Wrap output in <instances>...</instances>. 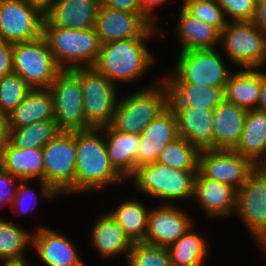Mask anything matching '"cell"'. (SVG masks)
Returning a JSON list of instances; mask_svg holds the SVG:
<instances>
[{
	"mask_svg": "<svg viewBox=\"0 0 266 266\" xmlns=\"http://www.w3.org/2000/svg\"><path fill=\"white\" fill-rule=\"evenodd\" d=\"M153 26L142 38L112 41L101 44L94 68L118 88L123 84L134 85L157 63V56L148 42L154 38H165L167 33ZM120 86V87H119Z\"/></svg>",
	"mask_w": 266,
	"mask_h": 266,
	"instance_id": "obj_1",
	"label": "cell"
},
{
	"mask_svg": "<svg viewBox=\"0 0 266 266\" xmlns=\"http://www.w3.org/2000/svg\"><path fill=\"white\" fill-rule=\"evenodd\" d=\"M125 182L110 162L103 130L76 131L75 194L87 196Z\"/></svg>",
	"mask_w": 266,
	"mask_h": 266,
	"instance_id": "obj_2",
	"label": "cell"
},
{
	"mask_svg": "<svg viewBox=\"0 0 266 266\" xmlns=\"http://www.w3.org/2000/svg\"><path fill=\"white\" fill-rule=\"evenodd\" d=\"M197 172L155 162L136 167L126 183H130L136 194L138 192L146 198L152 197L160 204L177 205L179 201H193Z\"/></svg>",
	"mask_w": 266,
	"mask_h": 266,
	"instance_id": "obj_3",
	"label": "cell"
},
{
	"mask_svg": "<svg viewBox=\"0 0 266 266\" xmlns=\"http://www.w3.org/2000/svg\"><path fill=\"white\" fill-rule=\"evenodd\" d=\"M42 36L62 70L93 67L97 61L101 42L95 27L89 29L56 27L45 18Z\"/></svg>",
	"mask_w": 266,
	"mask_h": 266,
	"instance_id": "obj_4",
	"label": "cell"
},
{
	"mask_svg": "<svg viewBox=\"0 0 266 266\" xmlns=\"http://www.w3.org/2000/svg\"><path fill=\"white\" fill-rule=\"evenodd\" d=\"M126 94L119 95L110 126L123 133L140 135L151 121L165 110L163 89L156 77L141 89L136 88Z\"/></svg>",
	"mask_w": 266,
	"mask_h": 266,
	"instance_id": "obj_5",
	"label": "cell"
},
{
	"mask_svg": "<svg viewBox=\"0 0 266 266\" xmlns=\"http://www.w3.org/2000/svg\"><path fill=\"white\" fill-rule=\"evenodd\" d=\"M223 57L216 48L179 52L174 68L165 73L174 83L225 87L233 70Z\"/></svg>",
	"mask_w": 266,
	"mask_h": 266,
	"instance_id": "obj_6",
	"label": "cell"
},
{
	"mask_svg": "<svg viewBox=\"0 0 266 266\" xmlns=\"http://www.w3.org/2000/svg\"><path fill=\"white\" fill-rule=\"evenodd\" d=\"M219 49L238 69L266 67V35L253 21L228 22L220 32Z\"/></svg>",
	"mask_w": 266,
	"mask_h": 266,
	"instance_id": "obj_7",
	"label": "cell"
},
{
	"mask_svg": "<svg viewBox=\"0 0 266 266\" xmlns=\"http://www.w3.org/2000/svg\"><path fill=\"white\" fill-rule=\"evenodd\" d=\"M71 71L80 79L87 123L92 128L109 126L120 95L119 88L94 67H79Z\"/></svg>",
	"mask_w": 266,
	"mask_h": 266,
	"instance_id": "obj_8",
	"label": "cell"
},
{
	"mask_svg": "<svg viewBox=\"0 0 266 266\" xmlns=\"http://www.w3.org/2000/svg\"><path fill=\"white\" fill-rule=\"evenodd\" d=\"M42 150L44 182L60 199L75 195L76 131H61Z\"/></svg>",
	"mask_w": 266,
	"mask_h": 266,
	"instance_id": "obj_9",
	"label": "cell"
},
{
	"mask_svg": "<svg viewBox=\"0 0 266 266\" xmlns=\"http://www.w3.org/2000/svg\"><path fill=\"white\" fill-rule=\"evenodd\" d=\"M13 72L32 89H49L62 69L57 65L43 36L13 43Z\"/></svg>",
	"mask_w": 266,
	"mask_h": 266,
	"instance_id": "obj_10",
	"label": "cell"
},
{
	"mask_svg": "<svg viewBox=\"0 0 266 266\" xmlns=\"http://www.w3.org/2000/svg\"><path fill=\"white\" fill-rule=\"evenodd\" d=\"M49 89L54 100V120L61 131L92 128L85 119L80 79L71 70H62Z\"/></svg>",
	"mask_w": 266,
	"mask_h": 266,
	"instance_id": "obj_11",
	"label": "cell"
},
{
	"mask_svg": "<svg viewBox=\"0 0 266 266\" xmlns=\"http://www.w3.org/2000/svg\"><path fill=\"white\" fill-rule=\"evenodd\" d=\"M45 14L28 0H0V39L27 42L42 36Z\"/></svg>",
	"mask_w": 266,
	"mask_h": 266,
	"instance_id": "obj_12",
	"label": "cell"
},
{
	"mask_svg": "<svg viewBox=\"0 0 266 266\" xmlns=\"http://www.w3.org/2000/svg\"><path fill=\"white\" fill-rule=\"evenodd\" d=\"M235 215L254 240L266 227V171L256 166L237 191Z\"/></svg>",
	"mask_w": 266,
	"mask_h": 266,
	"instance_id": "obj_13",
	"label": "cell"
},
{
	"mask_svg": "<svg viewBox=\"0 0 266 266\" xmlns=\"http://www.w3.org/2000/svg\"><path fill=\"white\" fill-rule=\"evenodd\" d=\"M158 83L165 95V109L174 116L188 106L214 110L226 100L225 87L174 83L166 74L158 76Z\"/></svg>",
	"mask_w": 266,
	"mask_h": 266,
	"instance_id": "obj_14",
	"label": "cell"
},
{
	"mask_svg": "<svg viewBox=\"0 0 266 266\" xmlns=\"http://www.w3.org/2000/svg\"><path fill=\"white\" fill-rule=\"evenodd\" d=\"M256 165L234 150L207 149L199 154L198 171L206 178L228 184L237 191Z\"/></svg>",
	"mask_w": 266,
	"mask_h": 266,
	"instance_id": "obj_15",
	"label": "cell"
},
{
	"mask_svg": "<svg viewBox=\"0 0 266 266\" xmlns=\"http://www.w3.org/2000/svg\"><path fill=\"white\" fill-rule=\"evenodd\" d=\"M157 204L155 207L151 206L148 213L144 242L167 248L194 226L195 222L181 205Z\"/></svg>",
	"mask_w": 266,
	"mask_h": 266,
	"instance_id": "obj_16",
	"label": "cell"
},
{
	"mask_svg": "<svg viewBox=\"0 0 266 266\" xmlns=\"http://www.w3.org/2000/svg\"><path fill=\"white\" fill-rule=\"evenodd\" d=\"M156 26L144 13H130L99 6L95 29L101 44L142 38Z\"/></svg>",
	"mask_w": 266,
	"mask_h": 266,
	"instance_id": "obj_17",
	"label": "cell"
},
{
	"mask_svg": "<svg viewBox=\"0 0 266 266\" xmlns=\"http://www.w3.org/2000/svg\"><path fill=\"white\" fill-rule=\"evenodd\" d=\"M32 246L44 266H85L73 241L59 230L38 225L32 231Z\"/></svg>",
	"mask_w": 266,
	"mask_h": 266,
	"instance_id": "obj_18",
	"label": "cell"
},
{
	"mask_svg": "<svg viewBox=\"0 0 266 266\" xmlns=\"http://www.w3.org/2000/svg\"><path fill=\"white\" fill-rule=\"evenodd\" d=\"M236 199L235 188L197 172L193 201L198 204L205 217L219 220L234 216Z\"/></svg>",
	"mask_w": 266,
	"mask_h": 266,
	"instance_id": "obj_19",
	"label": "cell"
},
{
	"mask_svg": "<svg viewBox=\"0 0 266 266\" xmlns=\"http://www.w3.org/2000/svg\"><path fill=\"white\" fill-rule=\"evenodd\" d=\"M177 138V116L165 109L140 134L137 167L157 162L161 151Z\"/></svg>",
	"mask_w": 266,
	"mask_h": 266,
	"instance_id": "obj_20",
	"label": "cell"
},
{
	"mask_svg": "<svg viewBox=\"0 0 266 266\" xmlns=\"http://www.w3.org/2000/svg\"><path fill=\"white\" fill-rule=\"evenodd\" d=\"M174 16L175 34L178 39L179 52L202 49H219L220 31L207 23L193 17L182 6ZM178 18V19H177Z\"/></svg>",
	"mask_w": 266,
	"mask_h": 266,
	"instance_id": "obj_21",
	"label": "cell"
},
{
	"mask_svg": "<svg viewBox=\"0 0 266 266\" xmlns=\"http://www.w3.org/2000/svg\"><path fill=\"white\" fill-rule=\"evenodd\" d=\"M97 217L90 228L91 246L106 260L119 256L127 258L133 243L108 212Z\"/></svg>",
	"mask_w": 266,
	"mask_h": 266,
	"instance_id": "obj_22",
	"label": "cell"
},
{
	"mask_svg": "<svg viewBox=\"0 0 266 266\" xmlns=\"http://www.w3.org/2000/svg\"><path fill=\"white\" fill-rule=\"evenodd\" d=\"M247 110L225 100L213 111V149L233 150L244 129Z\"/></svg>",
	"mask_w": 266,
	"mask_h": 266,
	"instance_id": "obj_23",
	"label": "cell"
},
{
	"mask_svg": "<svg viewBox=\"0 0 266 266\" xmlns=\"http://www.w3.org/2000/svg\"><path fill=\"white\" fill-rule=\"evenodd\" d=\"M112 166L127 180L137 167V154L141 143L140 135L123 133L110 125L101 128Z\"/></svg>",
	"mask_w": 266,
	"mask_h": 266,
	"instance_id": "obj_24",
	"label": "cell"
},
{
	"mask_svg": "<svg viewBox=\"0 0 266 266\" xmlns=\"http://www.w3.org/2000/svg\"><path fill=\"white\" fill-rule=\"evenodd\" d=\"M213 111L188 106L177 115L179 137L185 138L200 151L213 149Z\"/></svg>",
	"mask_w": 266,
	"mask_h": 266,
	"instance_id": "obj_25",
	"label": "cell"
},
{
	"mask_svg": "<svg viewBox=\"0 0 266 266\" xmlns=\"http://www.w3.org/2000/svg\"><path fill=\"white\" fill-rule=\"evenodd\" d=\"M99 0H72L55 4L45 13V18L56 27L68 29L94 28Z\"/></svg>",
	"mask_w": 266,
	"mask_h": 266,
	"instance_id": "obj_26",
	"label": "cell"
},
{
	"mask_svg": "<svg viewBox=\"0 0 266 266\" xmlns=\"http://www.w3.org/2000/svg\"><path fill=\"white\" fill-rule=\"evenodd\" d=\"M0 167L20 180L44 181V162L42 148L22 149L8 142Z\"/></svg>",
	"mask_w": 266,
	"mask_h": 266,
	"instance_id": "obj_27",
	"label": "cell"
},
{
	"mask_svg": "<svg viewBox=\"0 0 266 266\" xmlns=\"http://www.w3.org/2000/svg\"><path fill=\"white\" fill-rule=\"evenodd\" d=\"M9 128L54 120V100L50 89H31L26 98L7 116Z\"/></svg>",
	"mask_w": 266,
	"mask_h": 266,
	"instance_id": "obj_28",
	"label": "cell"
},
{
	"mask_svg": "<svg viewBox=\"0 0 266 266\" xmlns=\"http://www.w3.org/2000/svg\"><path fill=\"white\" fill-rule=\"evenodd\" d=\"M235 70L229 75L225 85L226 100L247 111L257 109L261 89V68Z\"/></svg>",
	"mask_w": 266,
	"mask_h": 266,
	"instance_id": "obj_29",
	"label": "cell"
},
{
	"mask_svg": "<svg viewBox=\"0 0 266 266\" xmlns=\"http://www.w3.org/2000/svg\"><path fill=\"white\" fill-rule=\"evenodd\" d=\"M233 150L249 158L256 166L261 163L266 157V112L258 109L247 111L242 135Z\"/></svg>",
	"mask_w": 266,
	"mask_h": 266,
	"instance_id": "obj_30",
	"label": "cell"
},
{
	"mask_svg": "<svg viewBox=\"0 0 266 266\" xmlns=\"http://www.w3.org/2000/svg\"><path fill=\"white\" fill-rule=\"evenodd\" d=\"M140 199H127L114 205L108 213L124 231L132 243L145 241L148 213L151 206H146Z\"/></svg>",
	"mask_w": 266,
	"mask_h": 266,
	"instance_id": "obj_31",
	"label": "cell"
},
{
	"mask_svg": "<svg viewBox=\"0 0 266 266\" xmlns=\"http://www.w3.org/2000/svg\"><path fill=\"white\" fill-rule=\"evenodd\" d=\"M191 226L177 241L167 247L173 266H205L209 257L206 238Z\"/></svg>",
	"mask_w": 266,
	"mask_h": 266,
	"instance_id": "obj_32",
	"label": "cell"
},
{
	"mask_svg": "<svg viewBox=\"0 0 266 266\" xmlns=\"http://www.w3.org/2000/svg\"><path fill=\"white\" fill-rule=\"evenodd\" d=\"M26 230L0 217V262L29 260L26 252L32 246V232Z\"/></svg>",
	"mask_w": 266,
	"mask_h": 266,
	"instance_id": "obj_33",
	"label": "cell"
},
{
	"mask_svg": "<svg viewBox=\"0 0 266 266\" xmlns=\"http://www.w3.org/2000/svg\"><path fill=\"white\" fill-rule=\"evenodd\" d=\"M60 132L55 120H45L10 129V141L22 149L43 148Z\"/></svg>",
	"mask_w": 266,
	"mask_h": 266,
	"instance_id": "obj_34",
	"label": "cell"
},
{
	"mask_svg": "<svg viewBox=\"0 0 266 266\" xmlns=\"http://www.w3.org/2000/svg\"><path fill=\"white\" fill-rule=\"evenodd\" d=\"M199 154L196 146L179 137L161 151L157 162L183 171H198Z\"/></svg>",
	"mask_w": 266,
	"mask_h": 266,
	"instance_id": "obj_35",
	"label": "cell"
},
{
	"mask_svg": "<svg viewBox=\"0 0 266 266\" xmlns=\"http://www.w3.org/2000/svg\"><path fill=\"white\" fill-rule=\"evenodd\" d=\"M33 181L35 180H20L16 195L10 207L12 213L16 215L27 214L32 209L36 208V205L40 202V200L42 201L44 199V201H53V199L58 200L60 197L47 183L42 180H36L39 188V193H36L32 187L27 185L28 182L31 183Z\"/></svg>",
	"mask_w": 266,
	"mask_h": 266,
	"instance_id": "obj_36",
	"label": "cell"
},
{
	"mask_svg": "<svg viewBox=\"0 0 266 266\" xmlns=\"http://www.w3.org/2000/svg\"><path fill=\"white\" fill-rule=\"evenodd\" d=\"M32 88L16 73L0 79V114L8 116Z\"/></svg>",
	"mask_w": 266,
	"mask_h": 266,
	"instance_id": "obj_37",
	"label": "cell"
},
{
	"mask_svg": "<svg viewBox=\"0 0 266 266\" xmlns=\"http://www.w3.org/2000/svg\"><path fill=\"white\" fill-rule=\"evenodd\" d=\"M125 263V266H173L166 247L144 241L133 243Z\"/></svg>",
	"mask_w": 266,
	"mask_h": 266,
	"instance_id": "obj_38",
	"label": "cell"
},
{
	"mask_svg": "<svg viewBox=\"0 0 266 266\" xmlns=\"http://www.w3.org/2000/svg\"><path fill=\"white\" fill-rule=\"evenodd\" d=\"M182 6L189 14L217 28L220 32L228 24L224 9L216 0H181Z\"/></svg>",
	"mask_w": 266,
	"mask_h": 266,
	"instance_id": "obj_39",
	"label": "cell"
},
{
	"mask_svg": "<svg viewBox=\"0 0 266 266\" xmlns=\"http://www.w3.org/2000/svg\"><path fill=\"white\" fill-rule=\"evenodd\" d=\"M229 22L252 21L256 0H216Z\"/></svg>",
	"mask_w": 266,
	"mask_h": 266,
	"instance_id": "obj_40",
	"label": "cell"
},
{
	"mask_svg": "<svg viewBox=\"0 0 266 266\" xmlns=\"http://www.w3.org/2000/svg\"><path fill=\"white\" fill-rule=\"evenodd\" d=\"M19 182L20 179H16L0 167V207H11Z\"/></svg>",
	"mask_w": 266,
	"mask_h": 266,
	"instance_id": "obj_41",
	"label": "cell"
},
{
	"mask_svg": "<svg viewBox=\"0 0 266 266\" xmlns=\"http://www.w3.org/2000/svg\"><path fill=\"white\" fill-rule=\"evenodd\" d=\"M13 44L0 39V79L13 73Z\"/></svg>",
	"mask_w": 266,
	"mask_h": 266,
	"instance_id": "obj_42",
	"label": "cell"
},
{
	"mask_svg": "<svg viewBox=\"0 0 266 266\" xmlns=\"http://www.w3.org/2000/svg\"><path fill=\"white\" fill-rule=\"evenodd\" d=\"M100 6L130 13H144L142 0H99Z\"/></svg>",
	"mask_w": 266,
	"mask_h": 266,
	"instance_id": "obj_43",
	"label": "cell"
},
{
	"mask_svg": "<svg viewBox=\"0 0 266 266\" xmlns=\"http://www.w3.org/2000/svg\"><path fill=\"white\" fill-rule=\"evenodd\" d=\"M169 1L173 2L172 0H142L143 12L156 26H159V21L157 19L158 17H155V12L158 7H161L162 5L164 6V4L168 5V3H171Z\"/></svg>",
	"mask_w": 266,
	"mask_h": 266,
	"instance_id": "obj_44",
	"label": "cell"
},
{
	"mask_svg": "<svg viewBox=\"0 0 266 266\" xmlns=\"http://www.w3.org/2000/svg\"><path fill=\"white\" fill-rule=\"evenodd\" d=\"M253 23L266 35V0H256Z\"/></svg>",
	"mask_w": 266,
	"mask_h": 266,
	"instance_id": "obj_45",
	"label": "cell"
},
{
	"mask_svg": "<svg viewBox=\"0 0 266 266\" xmlns=\"http://www.w3.org/2000/svg\"><path fill=\"white\" fill-rule=\"evenodd\" d=\"M10 141V128L7 116L0 114V161L4 150Z\"/></svg>",
	"mask_w": 266,
	"mask_h": 266,
	"instance_id": "obj_46",
	"label": "cell"
},
{
	"mask_svg": "<svg viewBox=\"0 0 266 266\" xmlns=\"http://www.w3.org/2000/svg\"><path fill=\"white\" fill-rule=\"evenodd\" d=\"M257 109L266 112V72L264 68H261V89Z\"/></svg>",
	"mask_w": 266,
	"mask_h": 266,
	"instance_id": "obj_47",
	"label": "cell"
},
{
	"mask_svg": "<svg viewBox=\"0 0 266 266\" xmlns=\"http://www.w3.org/2000/svg\"><path fill=\"white\" fill-rule=\"evenodd\" d=\"M33 6L39 8L44 14L54 5L55 0H28Z\"/></svg>",
	"mask_w": 266,
	"mask_h": 266,
	"instance_id": "obj_48",
	"label": "cell"
},
{
	"mask_svg": "<svg viewBox=\"0 0 266 266\" xmlns=\"http://www.w3.org/2000/svg\"><path fill=\"white\" fill-rule=\"evenodd\" d=\"M253 241L254 244L256 243L259 251L262 250V253L266 251V227Z\"/></svg>",
	"mask_w": 266,
	"mask_h": 266,
	"instance_id": "obj_49",
	"label": "cell"
},
{
	"mask_svg": "<svg viewBox=\"0 0 266 266\" xmlns=\"http://www.w3.org/2000/svg\"><path fill=\"white\" fill-rule=\"evenodd\" d=\"M30 260L25 261H10V262H0V266H33V264L29 262Z\"/></svg>",
	"mask_w": 266,
	"mask_h": 266,
	"instance_id": "obj_50",
	"label": "cell"
},
{
	"mask_svg": "<svg viewBox=\"0 0 266 266\" xmlns=\"http://www.w3.org/2000/svg\"><path fill=\"white\" fill-rule=\"evenodd\" d=\"M263 171H266V157L258 165Z\"/></svg>",
	"mask_w": 266,
	"mask_h": 266,
	"instance_id": "obj_51",
	"label": "cell"
},
{
	"mask_svg": "<svg viewBox=\"0 0 266 266\" xmlns=\"http://www.w3.org/2000/svg\"><path fill=\"white\" fill-rule=\"evenodd\" d=\"M72 0H55V4H62V3H67L70 2Z\"/></svg>",
	"mask_w": 266,
	"mask_h": 266,
	"instance_id": "obj_52",
	"label": "cell"
}]
</instances>
